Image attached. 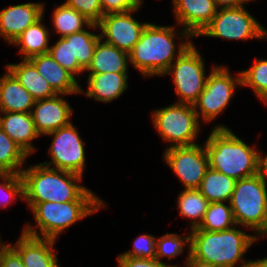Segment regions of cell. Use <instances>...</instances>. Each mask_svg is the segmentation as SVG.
<instances>
[{
	"label": "cell",
	"mask_w": 267,
	"mask_h": 267,
	"mask_svg": "<svg viewBox=\"0 0 267 267\" xmlns=\"http://www.w3.org/2000/svg\"><path fill=\"white\" fill-rule=\"evenodd\" d=\"M23 200L27 203L102 201L88 188L78 185L82 176L40 163L21 172ZM76 181V182H75Z\"/></svg>",
	"instance_id": "6da1fadb"
},
{
	"label": "cell",
	"mask_w": 267,
	"mask_h": 267,
	"mask_svg": "<svg viewBox=\"0 0 267 267\" xmlns=\"http://www.w3.org/2000/svg\"><path fill=\"white\" fill-rule=\"evenodd\" d=\"M254 147V148H253ZM227 127L215 126L205 142L209 167L235 180L258 173V153Z\"/></svg>",
	"instance_id": "7a4b0ae2"
},
{
	"label": "cell",
	"mask_w": 267,
	"mask_h": 267,
	"mask_svg": "<svg viewBox=\"0 0 267 267\" xmlns=\"http://www.w3.org/2000/svg\"><path fill=\"white\" fill-rule=\"evenodd\" d=\"M190 258L218 267H235L243 254L257 240V235L233 228L210 232L192 229L190 233Z\"/></svg>",
	"instance_id": "3957f363"
},
{
	"label": "cell",
	"mask_w": 267,
	"mask_h": 267,
	"mask_svg": "<svg viewBox=\"0 0 267 267\" xmlns=\"http://www.w3.org/2000/svg\"><path fill=\"white\" fill-rule=\"evenodd\" d=\"M175 26L148 23L129 53V62L144 76L164 75L175 62Z\"/></svg>",
	"instance_id": "277c9868"
},
{
	"label": "cell",
	"mask_w": 267,
	"mask_h": 267,
	"mask_svg": "<svg viewBox=\"0 0 267 267\" xmlns=\"http://www.w3.org/2000/svg\"><path fill=\"white\" fill-rule=\"evenodd\" d=\"M33 211L40 234L31 226L26 225L23 233L40 238L57 239L61 231L73 223L106 207L103 201H69L28 203Z\"/></svg>",
	"instance_id": "5b68a950"
},
{
	"label": "cell",
	"mask_w": 267,
	"mask_h": 267,
	"mask_svg": "<svg viewBox=\"0 0 267 267\" xmlns=\"http://www.w3.org/2000/svg\"><path fill=\"white\" fill-rule=\"evenodd\" d=\"M188 41L180 43L176 62L169 66L164 75H173L175 92L181 99L178 103L193 105L204 90L207 77L201 54L191 40Z\"/></svg>",
	"instance_id": "8992f818"
},
{
	"label": "cell",
	"mask_w": 267,
	"mask_h": 267,
	"mask_svg": "<svg viewBox=\"0 0 267 267\" xmlns=\"http://www.w3.org/2000/svg\"><path fill=\"white\" fill-rule=\"evenodd\" d=\"M266 183L258 174L236 180L229 201L236 226L255 232L260 228L267 206Z\"/></svg>",
	"instance_id": "52a82bcc"
},
{
	"label": "cell",
	"mask_w": 267,
	"mask_h": 267,
	"mask_svg": "<svg viewBox=\"0 0 267 267\" xmlns=\"http://www.w3.org/2000/svg\"><path fill=\"white\" fill-rule=\"evenodd\" d=\"M154 127L169 147L194 145L200 130L199 119L192 104L175 103L157 109L153 114ZM173 143V144H172Z\"/></svg>",
	"instance_id": "ba28073f"
},
{
	"label": "cell",
	"mask_w": 267,
	"mask_h": 267,
	"mask_svg": "<svg viewBox=\"0 0 267 267\" xmlns=\"http://www.w3.org/2000/svg\"><path fill=\"white\" fill-rule=\"evenodd\" d=\"M221 37L228 40L267 39V30L244 6L219 8L211 23L199 36Z\"/></svg>",
	"instance_id": "9c48e42d"
},
{
	"label": "cell",
	"mask_w": 267,
	"mask_h": 267,
	"mask_svg": "<svg viewBox=\"0 0 267 267\" xmlns=\"http://www.w3.org/2000/svg\"><path fill=\"white\" fill-rule=\"evenodd\" d=\"M237 85H242L241 72L233 78L228 68L214 66L207 77L204 90L193 104L198 119L202 116L204 122H209L219 116L235 94Z\"/></svg>",
	"instance_id": "30bf717a"
},
{
	"label": "cell",
	"mask_w": 267,
	"mask_h": 267,
	"mask_svg": "<svg viewBox=\"0 0 267 267\" xmlns=\"http://www.w3.org/2000/svg\"><path fill=\"white\" fill-rule=\"evenodd\" d=\"M46 135L54 136L49 147L50 162L42 164L55 168L83 175L85 168V150L82 139L75 126L70 122L68 125L50 132Z\"/></svg>",
	"instance_id": "8fae6325"
},
{
	"label": "cell",
	"mask_w": 267,
	"mask_h": 267,
	"mask_svg": "<svg viewBox=\"0 0 267 267\" xmlns=\"http://www.w3.org/2000/svg\"><path fill=\"white\" fill-rule=\"evenodd\" d=\"M164 160L184 184L185 189H198L209 168V159L205 146L168 147Z\"/></svg>",
	"instance_id": "7c38bea8"
},
{
	"label": "cell",
	"mask_w": 267,
	"mask_h": 267,
	"mask_svg": "<svg viewBox=\"0 0 267 267\" xmlns=\"http://www.w3.org/2000/svg\"><path fill=\"white\" fill-rule=\"evenodd\" d=\"M138 9L104 15L97 24L101 30L100 38L105 37L104 42L129 54L148 24H141L132 17V12L134 13Z\"/></svg>",
	"instance_id": "4fadbf2b"
},
{
	"label": "cell",
	"mask_w": 267,
	"mask_h": 267,
	"mask_svg": "<svg viewBox=\"0 0 267 267\" xmlns=\"http://www.w3.org/2000/svg\"><path fill=\"white\" fill-rule=\"evenodd\" d=\"M174 13L183 39L199 36L218 11L214 0H173Z\"/></svg>",
	"instance_id": "5bb4252c"
},
{
	"label": "cell",
	"mask_w": 267,
	"mask_h": 267,
	"mask_svg": "<svg viewBox=\"0 0 267 267\" xmlns=\"http://www.w3.org/2000/svg\"><path fill=\"white\" fill-rule=\"evenodd\" d=\"M59 96L61 94L34 103L35 108L31 114L40 135H46L70 123L72 109L69 103Z\"/></svg>",
	"instance_id": "9a60e30c"
},
{
	"label": "cell",
	"mask_w": 267,
	"mask_h": 267,
	"mask_svg": "<svg viewBox=\"0 0 267 267\" xmlns=\"http://www.w3.org/2000/svg\"><path fill=\"white\" fill-rule=\"evenodd\" d=\"M42 3H24L9 6L0 12V35L13 43L31 24L39 20L44 13Z\"/></svg>",
	"instance_id": "2e32d148"
},
{
	"label": "cell",
	"mask_w": 267,
	"mask_h": 267,
	"mask_svg": "<svg viewBox=\"0 0 267 267\" xmlns=\"http://www.w3.org/2000/svg\"><path fill=\"white\" fill-rule=\"evenodd\" d=\"M55 241L29 236L22 232L15 246L12 247L20 255L25 267H59L57 255L52 251Z\"/></svg>",
	"instance_id": "e0dca14e"
},
{
	"label": "cell",
	"mask_w": 267,
	"mask_h": 267,
	"mask_svg": "<svg viewBox=\"0 0 267 267\" xmlns=\"http://www.w3.org/2000/svg\"><path fill=\"white\" fill-rule=\"evenodd\" d=\"M28 60L36 67L40 75L46 79L56 94L84 93L76 78L57 63L49 53L36 55Z\"/></svg>",
	"instance_id": "ac0fdd59"
},
{
	"label": "cell",
	"mask_w": 267,
	"mask_h": 267,
	"mask_svg": "<svg viewBox=\"0 0 267 267\" xmlns=\"http://www.w3.org/2000/svg\"><path fill=\"white\" fill-rule=\"evenodd\" d=\"M0 127L29 156L34 149L32 140L39 137L31 113L2 112Z\"/></svg>",
	"instance_id": "d6986e66"
},
{
	"label": "cell",
	"mask_w": 267,
	"mask_h": 267,
	"mask_svg": "<svg viewBox=\"0 0 267 267\" xmlns=\"http://www.w3.org/2000/svg\"><path fill=\"white\" fill-rule=\"evenodd\" d=\"M0 78V111L31 113L35 100L7 69Z\"/></svg>",
	"instance_id": "ffe728a7"
},
{
	"label": "cell",
	"mask_w": 267,
	"mask_h": 267,
	"mask_svg": "<svg viewBox=\"0 0 267 267\" xmlns=\"http://www.w3.org/2000/svg\"><path fill=\"white\" fill-rule=\"evenodd\" d=\"M88 98H95L97 101L104 103L112 102L114 99L121 96L124 90L128 87L127 73L107 72L102 74L88 75Z\"/></svg>",
	"instance_id": "44dd1931"
},
{
	"label": "cell",
	"mask_w": 267,
	"mask_h": 267,
	"mask_svg": "<svg viewBox=\"0 0 267 267\" xmlns=\"http://www.w3.org/2000/svg\"><path fill=\"white\" fill-rule=\"evenodd\" d=\"M127 59L129 54L114 45L98 41L90 64L84 71L89 74H102L107 72L127 73Z\"/></svg>",
	"instance_id": "7402d4cb"
},
{
	"label": "cell",
	"mask_w": 267,
	"mask_h": 267,
	"mask_svg": "<svg viewBox=\"0 0 267 267\" xmlns=\"http://www.w3.org/2000/svg\"><path fill=\"white\" fill-rule=\"evenodd\" d=\"M6 69L15 76L35 101L56 95L46 79L28 59H23L19 64H8Z\"/></svg>",
	"instance_id": "603a6c76"
},
{
	"label": "cell",
	"mask_w": 267,
	"mask_h": 267,
	"mask_svg": "<svg viewBox=\"0 0 267 267\" xmlns=\"http://www.w3.org/2000/svg\"><path fill=\"white\" fill-rule=\"evenodd\" d=\"M236 180L212 168H208L198 190L210 202L230 201Z\"/></svg>",
	"instance_id": "cb8c5ba5"
},
{
	"label": "cell",
	"mask_w": 267,
	"mask_h": 267,
	"mask_svg": "<svg viewBox=\"0 0 267 267\" xmlns=\"http://www.w3.org/2000/svg\"><path fill=\"white\" fill-rule=\"evenodd\" d=\"M43 16L35 23L31 24L20 36L13 42L14 45H20V53L23 59H30L36 55L46 54L49 51V32L42 24Z\"/></svg>",
	"instance_id": "d4e9b609"
},
{
	"label": "cell",
	"mask_w": 267,
	"mask_h": 267,
	"mask_svg": "<svg viewBox=\"0 0 267 267\" xmlns=\"http://www.w3.org/2000/svg\"><path fill=\"white\" fill-rule=\"evenodd\" d=\"M53 27L61 37L83 31V26L98 28L97 24L88 21L79 11L66 6L64 3L55 8L53 14Z\"/></svg>",
	"instance_id": "484cf974"
},
{
	"label": "cell",
	"mask_w": 267,
	"mask_h": 267,
	"mask_svg": "<svg viewBox=\"0 0 267 267\" xmlns=\"http://www.w3.org/2000/svg\"><path fill=\"white\" fill-rule=\"evenodd\" d=\"M179 213L191 219V229L197 228L203 220L209 201L198 189H184L178 197Z\"/></svg>",
	"instance_id": "4316f807"
},
{
	"label": "cell",
	"mask_w": 267,
	"mask_h": 267,
	"mask_svg": "<svg viewBox=\"0 0 267 267\" xmlns=\"http://www.w3.org/2000/svg\"><path fill=\"white\" fill-rule=\"evenodd\" d=\"M28 155L0 127V173L21 174Z\"/></svg>",
	"instance_id": "83f0119b"
},
{
	"label": "cell",
	"mask_w": 267,
	"mask_h": 267,
	"mask_svg": "<svg viewBox=\"0 0 267 267\" xmlns=\"http://www.w3.org/2000/svg\"><path fill=\"white\" fill-rule=\"evenodd\" d=\"M228 204L226 206L223 202L209 203L202 222L194 229L216 232L233 228L231 225H236V223L233 218L230 203Z\"/></svg>",
	"instance_id": "f1b7e54d"
},
{
	"label": "cell",
	"mask_w": 267,
	"mask_h": 267,
	"mask_svg": "<svg viewBox=\"0 0 267 267\" xmlns=\"http://www.w3.org/2000/svg\"><path fill=\"white\" fill-rule=\"evenodd\" d=\"M100 34H94L85 29L71 34L72 62L78 64L85 70L91 62Z\"/></svg>",
	"instance_id": "f546056e"
},
{
	"label": "cell",
	"mask_w": 267,
	"mask_h": 267,
	"mask_svg": "<svg viewBox=\"0 0 267 267\" xmlns=\"http://www.w3.org/2000/svg\"><path fill=\"white\" fill-rule=\"evenodd\" d=\"M242 85L253 89L259 99H267V60L256 59L250 69L241 72Z\"/></svg>",
	"instance_id": "4dcf8cb0"
},
{
	"label": "cell",
	"mask_w": 267,
	"mask_h": 267,
	"mask_svg": "<svg viewBox=\"0 0 267 267\" xmlns=\"http://www.w3.org/2000/svg\"><path fill=\"white\" fill-rule=\"evenodd\" d=\"M48 53L73 76L84 71L78 62H72L71 34L60 37L56 44L49 48Z\"/></svg>",
	"instance_id": "1f68e13d"
},
{
	"label": "cell",
	"mask_w": 267,
	"mask_h": 267,
	"mask_svg": "<svg viewBox=\"0 0 267 267\" xmlns=\"http://www.w3.org/2000/svg\"><path fill=\"white\" fill-rule=\"evenodd\" d=\"M186 243L189 244L188 248L190 250V234L189 236L183 237L174 233H166V235H163L159 239H156L155 259L159 262H162L160 260L161 257L165 258V256H167L168 260H170L172 257L180 255L183 252V248L185 247Z\"/></svg>",
	"instance_id": "d6a6232c"
},
{
	"label": "cell",
	"mask_w": 267,
	"mask_h": 267,
	"mask_svg": "<svg viewBox=\"0 0 267 267\" xmlns=\"http://www.w3.org/2000/svg\"><path fill=\"white\" fill-rule=\"evenodd\" d=\"M0 205L6 207L12 199H18L20 196L23 200V180L21 174L15 173H0ZM2 194V195H1ZM11 198V199H9ZM2 199V200H1Z\"/></svg>",
	"instance_id": "836d02e7"
},
{
	"label": "cell",
	"mask_w": 267,
	"mask_h": 267,
	"mask_svg": "<svg viewBox=\"0 0 267 267\" xmlns=\"http://www.w3.org/2000/svg\"><path fill=\"white\" fill-rule=\"evenodd\" d=\"M66 6L79 11L88 21L98 24L104 16L101 0H66Z\"/></svg>",
	"instance_id": "e575fe53"
},
{
	"label": "cell",
	"mask_w": 267,
	"mask_h": 267,
	"mask_svg": "<svg viewBox=\"0 0 267 267\" xmlns=\"http://www.w3.org/2000/svg\"><path fill=\"white\" fill-rule=\"evenodd\" d=\"M120 256L131 258L155 259L156 256V237L143 234L134 240L133 250L127 251Z\"/></svg>",
	"instance_id": "d590c367"
},
{
	"label": "cell",
	"mask_w": 267,
	"mask_h": 267,
	"mask_svg": "<svg viewBox=\"0 0 267 267\" xmlns=\"http://www.w3.org/2000/svg\"><path fill=\"white\" fill-rule=\"evenodd\" d=\"M142 0H101L104 15L140 8Z\"/></svg>",
	"instance_id": "8d00e7d4"
},
{
	"label": "cell",
	"mask_w": 267,
	"mask_h": 267,
	"mask_svg": "<svg viewBox=\"0 0 267 267\" xmlns=\"http://www.w3.org/2000/svg\"><path fill=\"white\" fill-rule=\"evenodd\" d=\"M0 267H25L20 255L11 243L0 249Z\"/></svg>",
	"instance_id": "74e56055"
},
{
	"label": "cell",
	"mask_w": 267,
	"mask_h": 267,
	"mask_svg": "<svg viewBox=\"0 0 267 267\" xmlns=\"http://www.w3.org/2000/svg\"><path fill=\"white\" fill-rule=\"evenodd\" d=\"M118 262V267H165L164 262H159L156 259L118 256Z\"/></svg>",
	"instance_id": "f35d334b"
},
{
	"label": "cell",
	"mask_w": 267,
	"mask_h": 267,
	"mask_svg": "<svg viewBox=\"0 0 267 267\" xmlns=\"http://www.w3.org/2000/svg\"><path fill=\"white\" fill-rule=\"evenodd\" d=\"M218 8H230L244 6L243 3H248L252 0H214Z\"/></svg>",
	"instance_id": "ab89813d"
},
{
	"label": "cell",
	"mask_w": 267,
	"mask_h": 267,
	"mask_svg": "<svg viewBox=\"0 0 267 267\" xmlns=\"http://www.w3.org/2000/svg\"><path fill=\"white\" fill-rule=\"evenodd\" d=\"M265 182L267 177V155L263 158L260 153H258V173Z\"/></svg>",
	"instance_id": "60d3db41"
},
{
	"label": "cell",
	"mask_w": 267,
	"mask_h": 267,
	"mask_svg": "<svg viewBox=\"0 0 267 267\" xmlns=\"http://www.w3.org/2000/svg\"><path fill=\"white\" fill-rule=\"evenodd\" d=\"M240 267H267V257L264 259L254 260V261H244Z\"/></svg>",
	"instance_id": "b9f144b4"
},
{
	"label": "cell",
	"mask_w": 267,
	"mask_h": 267,
	"mask_svg": "<svg viewBox=\"0 0 267 267\" xmlns=\"http://www.w3.org/2000/svg\"><path fill=\"white\" fill-rule=\"evenodd\" d=\"M257 235H266L267 236V206H266V209H265V214H264V218H263V221H262V224L260 226V228L256 231Z\"/></svg>",
	"instance_id": "7bdbcfd3"
},
{
	"label": "cell",
	"mask_w": 267,
	"mask_h": 267,
	"mask_svg": "<svg viewBox=\"0 0 267 267\" xmlns=\"http://www.w3.org/2000/svg\"><path fill=\"white\" fill-rule=\"evenodd\" d=\"M190 267H218L195 259H190Z\"/></svg>",
	"instance_id": "ee69618b"
},
{
	"label": "cell",
	"mask_w": 267,
	"mask_h": 267,
	"mask_svg": "<svg viewBox=\"0 0 267 267\" xmlns=\"http://www.w3.org/2000/svg\"><path fill=\"white\" fill-rule=\"evenodd\" d=\"M187 258V262H186V267H190V250H189V255L186 257ZM165 267H176V266H171V265H167L165 263Z\"/></svg>",
	"instance_id": "f6af8a7d"
},
{
	"label": "cell",
	"mask_w": 267,
	"mask_h": 267,
	"mask_svg": "<svg viewBox=\"0 0 267 267\" xmlns=\"http://www.w3.org/2000/svg\"><path fill=\"white\" fill-rule=\"evenodd\" d=\"M5 244L1 243V239H0V249L4 246Z\"/></svg>",
	"instance_id": "bcb514c9"
}]
</instances>
